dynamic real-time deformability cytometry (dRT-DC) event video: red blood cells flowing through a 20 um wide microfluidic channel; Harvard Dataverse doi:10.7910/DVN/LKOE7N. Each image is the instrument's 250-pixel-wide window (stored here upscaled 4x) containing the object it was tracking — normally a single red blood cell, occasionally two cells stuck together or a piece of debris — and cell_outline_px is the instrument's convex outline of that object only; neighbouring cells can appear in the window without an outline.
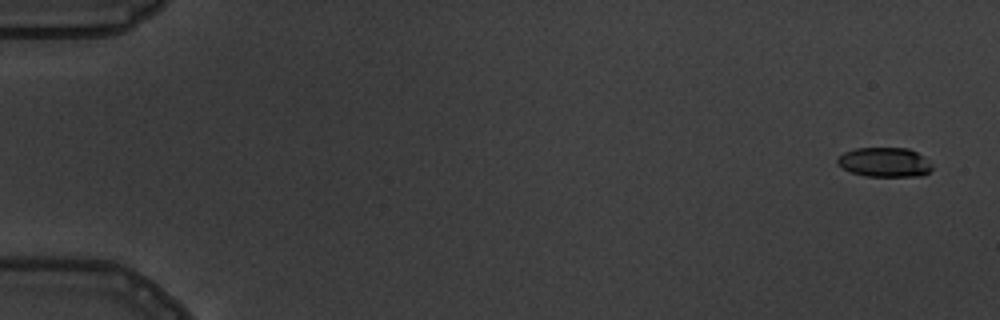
{"species": "common noctule bat (a hibernating species)", "species_latin": "Nyctalus noctula", "temperature_condition": "warm", "stored_images_in_passage": 9, "camera_frame_rate_fps": 3000, "um_per_image_px": 0.085, "animal": {"sex": "male", "body_mass_g": 19.5, "forearm_length_mm": 54.6}, "frame": {"image": 1, "passage_image": 1, "time_ms": 0.0, "image_size_px": [1000, 320], "cell_outline_px": [[932, 168], [924, 176], [864, 176], [852, 172], [836, 164], [836, 160], [844, 152], [856, 148], [908, 148], [916, 152]], "centroid_in_image_um": [75.13, 13.79], "position_along_channel_um": 9.9, "area_um2": 15.95}}
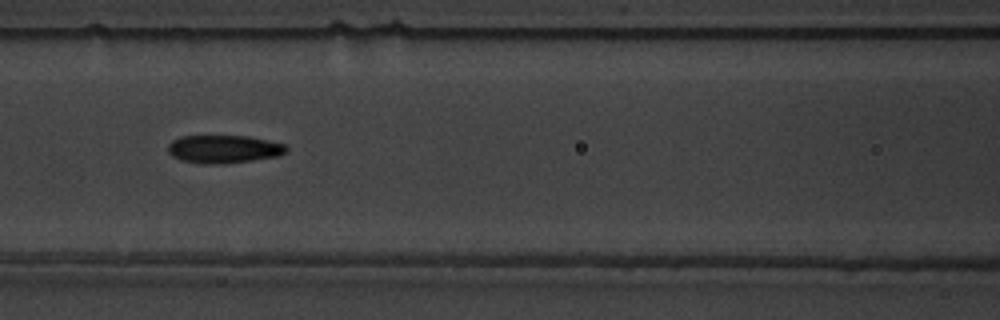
{"frame": {"image": 2, "passage_image": 7, "time_ms": 7.667, "image_size_px": [1000, 320], "cell_outline_px": [[288, 148], [284, 152], [276, 156], [252, 160], [220, 164], [204, 164], [180, 160], [172, 156], [168, 152], [168, 144], [172, 140], [180, 136], [248, 136], [284, 144]], "centroid_in_image_um": [18.95, 12.67], "position_along_channel_um": 147.6, "area_um2": 19.19}}
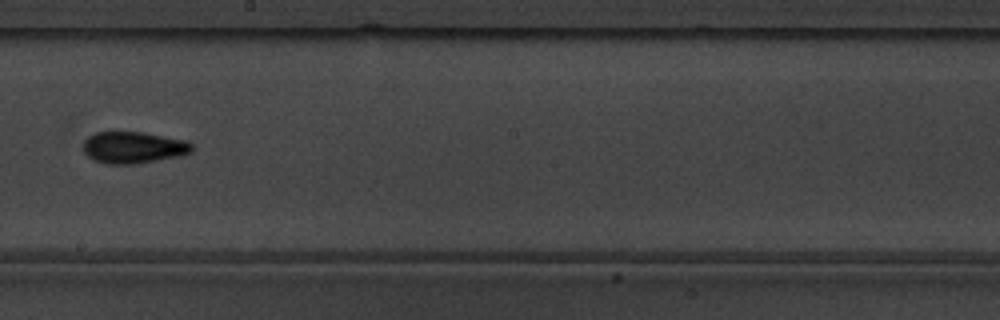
{"frame": {"image": 3, "passage_image": 9, "time_ms": 10.0, "image_size_px": [1000, 320], "cell_outline_px": [[192, 152], [180, 156], [132, 164], [104, 164], [92, 160], [84, 152], [84, 140], [88, 136], [96, 132], [144, 132], [188, 140], [192, 144]], "centroid_in_image_um": [11.34, 12.53], "position_along_channel_um": 236.9, "area_um2": 20.23}}